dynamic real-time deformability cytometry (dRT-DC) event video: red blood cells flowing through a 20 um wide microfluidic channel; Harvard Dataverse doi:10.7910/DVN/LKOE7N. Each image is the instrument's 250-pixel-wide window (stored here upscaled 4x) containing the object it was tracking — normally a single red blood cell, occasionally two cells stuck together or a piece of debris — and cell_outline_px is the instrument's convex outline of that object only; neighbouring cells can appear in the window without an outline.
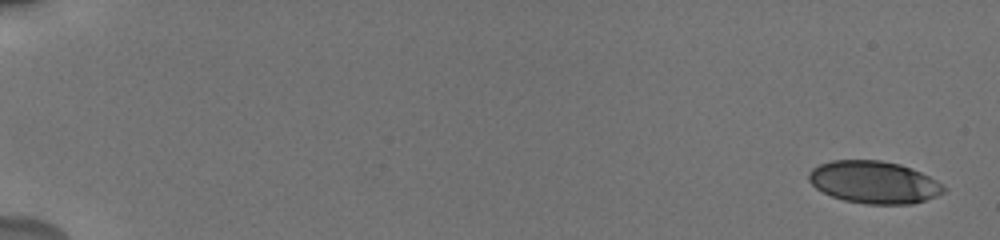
{"species": "human", "species_latin": "Homo sapiens", "temperature_condition": "cold", "stored_images_in_passage": 20, "camera_frame_rate_fps": 3000, "um_per_image_px": 0.085, "donor": {"sex": "male"}, "frame": {"image": 1, "passage_image": 1, "time_ms": 0.0, "image_size_px": [1000, 240], "cell_outline_px": [[948, 188], [944, 192], [936, 196], [912, 204], [868, 204], [844, 200], [832, 196], [816, 188], [808, 180], [808, 172], [812, 168], [820, 164], [832, 160], [880, 160], [900, 164], [912, 168], [944, 184]], "centroid_in_image_um": [74.3, 15.48], "position_along_channel_um": 10.7, "area_um2": 33.35}}
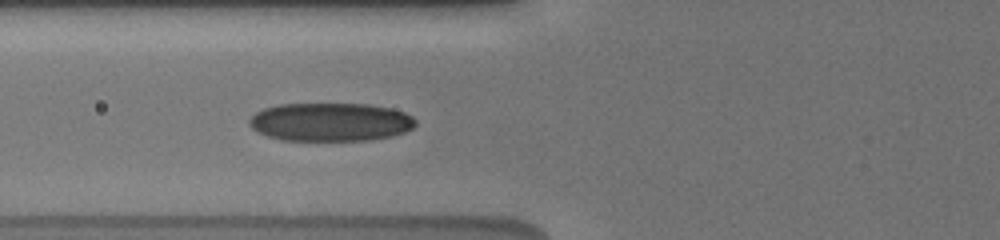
{"frame": {"image": 2, "passage_image": 17, "time_ms": 7.333, "image_size_px": [1000, 240], "cell_outline_px": [[416, 124], [412, 128], [404, 132], [392, 136], [368, 140], [284, 140], [268, 136], [256, 132], [248, 124], [248, 120], [256, 112], [264, 108], [280, 104], [368, 104], [392, 108], [404, 112], [412, 116], [416, 120]], "centroid_in_image_um": [28.09, 10.36], "position_along_channel_um": 97.7, "area_um2": 37.28}}
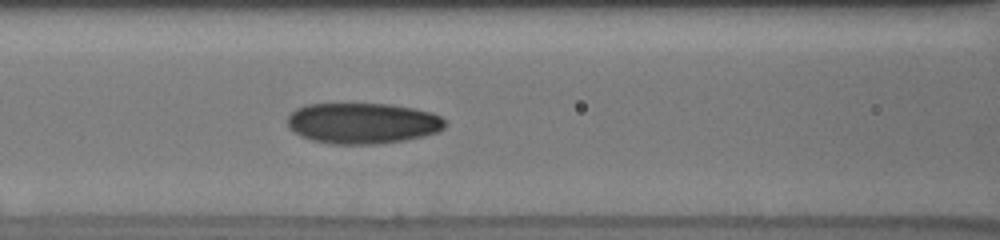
{"frame": {"image": 3, "passage_image": 20, "time_ms": 8.333, "image_size_px": [1000, 240], "cell_outline_px": [[444, 128], [436, 132], [424, 136], [404, 140], [376, 144], [332, 144], [312, 140], [300, 136], [288, 128], [288, 116], [296, 108], [304, 104], [392, 104], [432, 112], [440, 116], [444, 120]], "centroid_in_image_um": [30.8, 10.47], "position_along_channel_um": 135.8, "area_um2": 37.57}}